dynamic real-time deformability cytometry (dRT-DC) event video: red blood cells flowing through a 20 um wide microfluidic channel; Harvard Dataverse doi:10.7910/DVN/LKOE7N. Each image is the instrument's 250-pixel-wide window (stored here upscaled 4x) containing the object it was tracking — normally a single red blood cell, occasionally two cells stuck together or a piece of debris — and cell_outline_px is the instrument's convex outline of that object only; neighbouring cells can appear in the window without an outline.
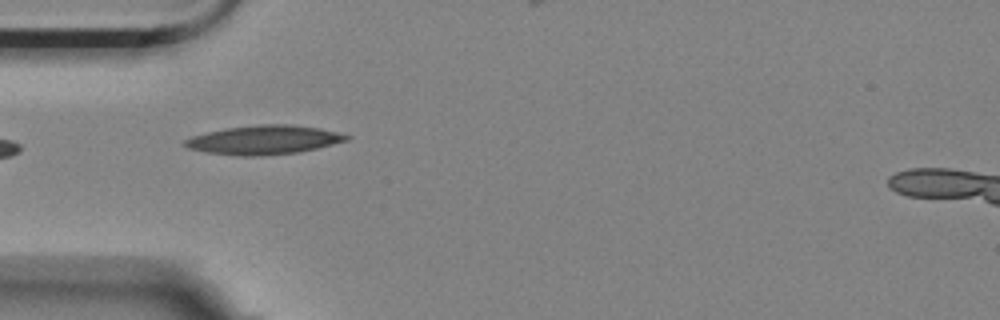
{"species": "Egyptian fruit bat (a non-hibernating species)", "species_latin": "Rousettus aegyptiacus", "temperature_condition": "room temperature", "stored_images_in_passage": 5, "camera_frame_rate_fps": 3000, "um_per_image_px": 0.085, "animal": {"sex": "female"}, "frame": {"image": 1, "passage_image": 5, "time_ms": 1.333, "image_size_px": [1000, 320], "cell_outline_px": [[352, 136], [348, 140], [300, 152], [264, 156], [236, 156], [204, 152], [188, 148], [180, 144], [184, 140], [192, 136], [224, 128], [260, 124], [292, 124], [320, 128]], "centroid_in_image_um": [22.39, 11.89], "position_along_channel_um": 62.6, "area_um2": 27.57}}